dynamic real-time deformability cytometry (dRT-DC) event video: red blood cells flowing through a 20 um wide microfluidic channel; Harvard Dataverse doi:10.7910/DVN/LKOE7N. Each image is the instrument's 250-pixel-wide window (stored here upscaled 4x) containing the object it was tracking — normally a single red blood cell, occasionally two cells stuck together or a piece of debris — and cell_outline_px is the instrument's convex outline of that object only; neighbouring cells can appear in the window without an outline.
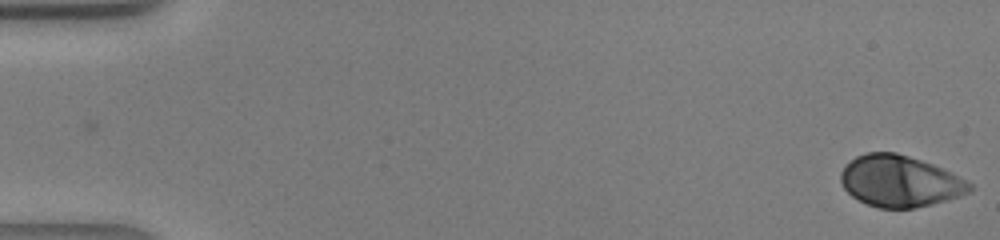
{"species": "human", "species_latin": "Homo sapiens", "temperature_condition": "warm", "stored_images_in_passage": 42, "camera_frame_rate_fps": 3000, "um_per_image_px": 0.085, "donor": {"sex": "male"}, "frame": {"image": 1, "passage_image": 1, "time_ms": 0.0, "image_size_px": [1000, 240], "cell_outline_px": [[972, 188], [968, 192], [960, 196], [932, 204], [916, 208], [876, 208], [852, 196], [844, 188], [840, 180], [840, 172], [844, 164], [856, 156], [868, 152], [896, 152], [932, 164], [972, 184]], "centroid_in_image_um": [76.42, 15.4], "position_along_channel_um": 8.6, "area_um2": 38.32}}
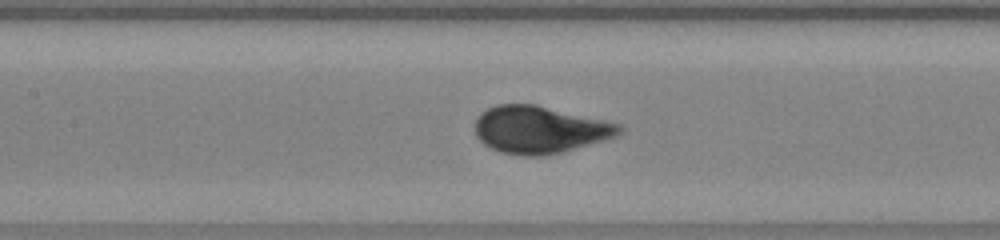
{"frame": {"image": 2, "passage_image": 20, "time_ms": 6.333, "image_size_px": [1000, 240], "cell_outline_px": [[624, 128], [616, 136], [604, 140], [560, 152], [540, 156], [524, 156], [500, 152], [484, 144], [476, 136], [476, 120], [480, 112], [496, 104], [536, 104], [604, 120], [620, 124]], "centroid_in_image_um": [45.85, 11.01], "position_along_channel_um": 161.5, "area_um2": 39.54}}
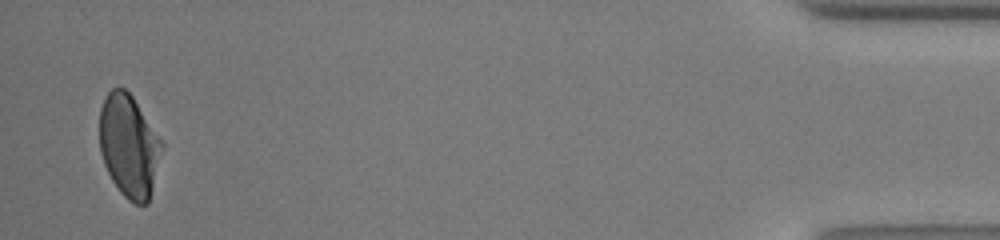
{"frame": {"image": 3, "passage_image": 41, "time_ms": 13.333, "image_size_px": [1000, 240], "cell_outline_px": [[164, 148], [148, 204], [136, 204], [128, 200], [120, 192], [112, 180], [104, 164], [100, 152], [100, 108], [108, 92], [112, 88], [124, 88], [132, 96], [164, 144]], "centroid_in_image_um": [10.98, 12.43], "position_along_channel_um": 424.2, "area_um2": 37.22}}